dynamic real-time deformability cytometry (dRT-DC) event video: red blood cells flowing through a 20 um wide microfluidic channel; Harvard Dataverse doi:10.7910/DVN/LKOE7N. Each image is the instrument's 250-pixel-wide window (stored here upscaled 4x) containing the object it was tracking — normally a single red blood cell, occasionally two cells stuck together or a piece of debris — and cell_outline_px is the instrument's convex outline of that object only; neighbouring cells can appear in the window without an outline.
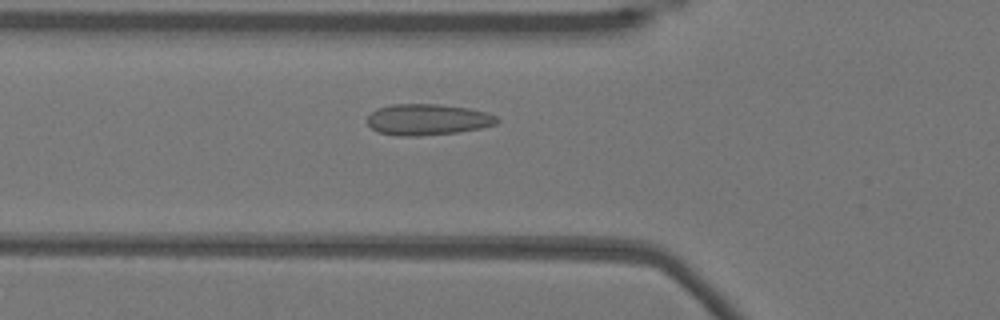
{"species": "Egyptian fruit bat (a non-hibernating species)", "species_latin": "Rousettus aegyptiacus", "temperature_condition": "warm", "stored_images_in_passage": 38, "camera_frame_rate_fps": 3000, "um_per_image_px": 0.085, "animal": {"sex": "female"}, "frame": {"image": 1, "passage_image": 4, "time_ms": 1.0, "image_size_px": [1000, 320], "cell_outline_px": [[500, 120], [496, 124], [480, 128], [460, 132], [416, 136], [396, 136], [376, 132], [368, 124], [368, 116], [376, 108], [392, 104], [440, 104], [468, 108], [488, 112], [496, 116]], "centroid_in_image_um": [36.35, 10.16], "position_along_channel_um": 89.5, "area_um2": 23.76}}
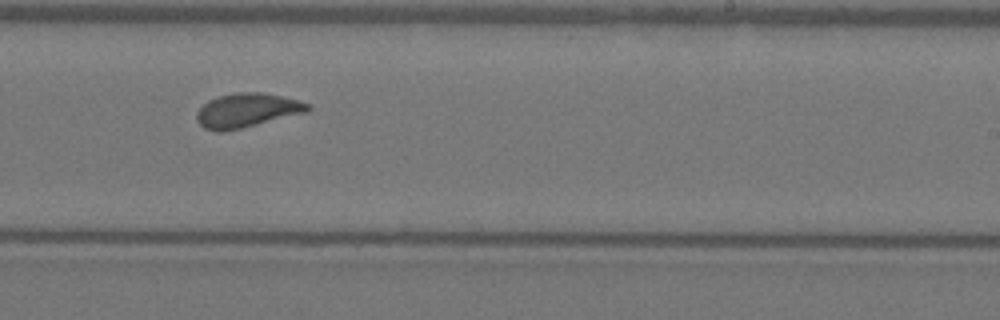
{"frame": {"image": 2, "passage_image": 18, "time_ms": 5.667, "image_size_px": [1000, 320], "cell_outline_px": [[312, 108], [308, 112], [240, 128], [220, 132], [216, 132], [204, 128], [196, 120], [196, 112], [208, 100], [220, 96], [236, 92], [264, 92], [300, 100], [312, 104]], "centroid_in_image_um": [21.02, 9.37], "position_along_channel_um": 268.0, "area_um2": 22.2}}
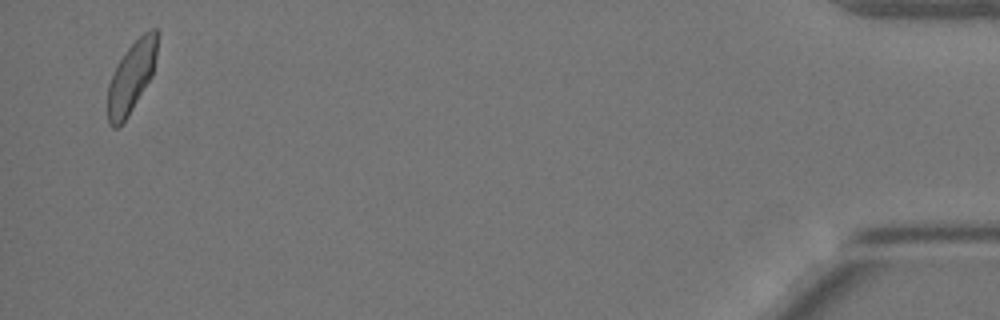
{"frame": {"image": 3, "passage_image": 37, "time_ms": 12.0, "image_size_px": [1000, 320], "cell_outline_px": [[156, 56], [152, 76], [128, 116], [116, 128], [112, 128], [108, 124], [108, 84], [116, 64], [128, 48], [148, 28], [156, 28]], "centroid_in_image_um": [11.15, 6.56], "position_along_channel_um": 424.0, "area_um2": 20.23}, "authors_computed_cell_mechanics": {"area_um2": 21.3282, "velocity_mm_per_s": 3.8251, "shape_relaxation_time_tau1_ms": null, "shape_relaxation_time_tau2_ms": 0.8067, "deformation_change_tau1": null, "deformation_change_tau2": 0.0545}}